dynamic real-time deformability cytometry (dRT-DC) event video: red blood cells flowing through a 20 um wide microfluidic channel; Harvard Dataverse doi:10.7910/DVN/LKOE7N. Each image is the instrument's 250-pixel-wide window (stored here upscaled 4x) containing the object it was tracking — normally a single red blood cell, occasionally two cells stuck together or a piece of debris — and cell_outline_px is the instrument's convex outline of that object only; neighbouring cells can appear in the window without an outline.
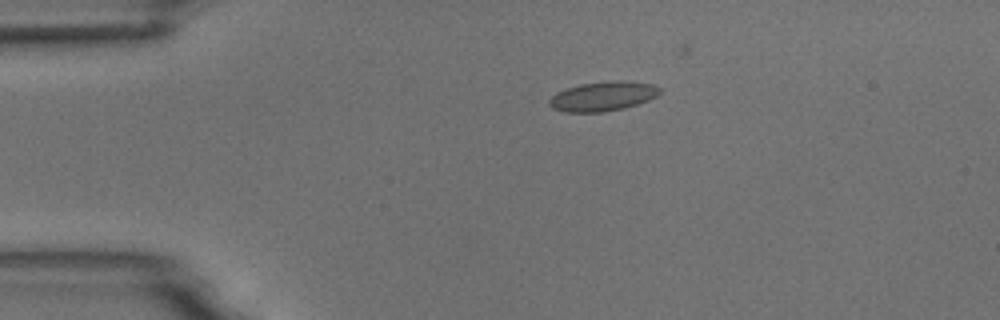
{"species": "common noctule bat (a hibernating species)", "species_latin": "Nyctalus noctula", "temperature_condition": "room temperature", "stored_images_in_passage": 5, "camera_frame_rate_fps": 3000, "um_per_image_px": 0.085, "animal": {"sex": "male", "body_mass_g": 18.8}, "frame": {"image": 1, "passage_image": 5, "time_ms": 5.667, "image_size_px": [1000, 320], "cell_outline_px": [[660, 92], [656, 96], [648, 100], [624, 108], [604, 112], [564, 112], [552, 108], [548, 104], [548, 100], [556, 92], [580, 84], [620, 80], [652, 84], [660, 88]], "centroid_in_image_um": [51.21, 8.19], "position_along_channel_um": 33.8, "area_um2": 18.84}}